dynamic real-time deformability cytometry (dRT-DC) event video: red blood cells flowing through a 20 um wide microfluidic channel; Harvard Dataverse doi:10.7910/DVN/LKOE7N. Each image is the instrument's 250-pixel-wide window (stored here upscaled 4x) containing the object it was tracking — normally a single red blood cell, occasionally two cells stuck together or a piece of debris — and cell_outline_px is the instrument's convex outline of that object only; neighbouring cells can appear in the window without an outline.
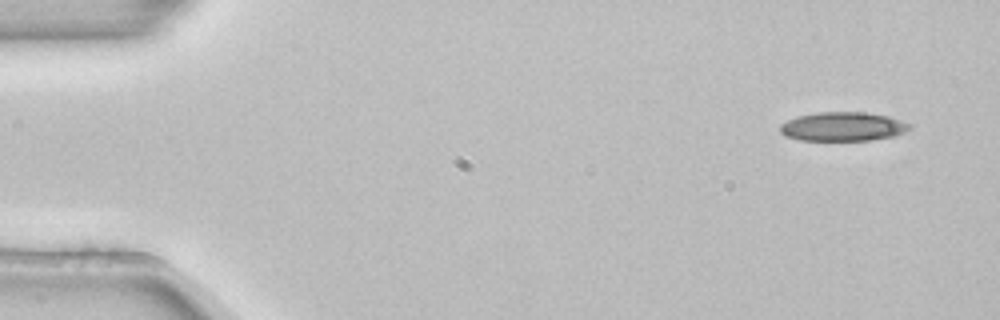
{"species": "common noctule bat (a hibernating species)", "species_latin": "Nyctalus noctula", "temperature_condition": "room temperature", "stored_images_in_passage": 5, "camera_frame_rate_fps": 3000, "um_per_image_px": 0.085, "animal": {"sex": "female", "body_mass_g": 22.7, "forearm_length_mm": 54.2}, "frame": {"image": 1, "passage_image": 1, "time_ms": 0.0, "image_size_px": [1000, 320], "cell_outline_px": [[912, 128], [904, 132], [892, 136], [872, 140], [800, 140], [784, 136], [780, 132], [780, 124], [796, 116], [816, 112], [864, 112], [888, 116], [912, 124]], "centroid_in_image_um": [71.63, 10.75], "position_along_channel_um": 13.4, "area_um2": 21.96}}
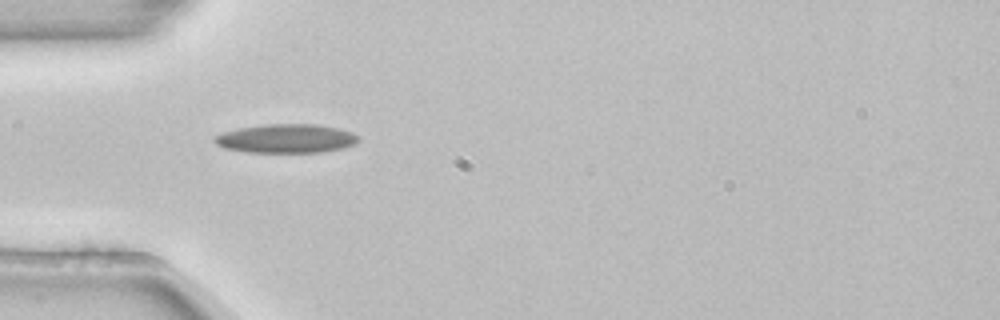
{"frame": {"image": 2, "passage_image": 4, "time_ms": 1.0, "image_size_px": [1000, 320], "cell_outline_px": [[360, 140], [356, 144], [344, 148], [324, 152], [248, 152], [224, 148], [216, 144], [212, 140], [212, 136], [224, 132], [240, 128], [264, 124], [316, 124], [340, 128], [352, 132], [360, 136]], "centroid_in_image_um": [24.36, 11.77], "position_along_channel_um": 60.6, "area_um2": 24.51}}